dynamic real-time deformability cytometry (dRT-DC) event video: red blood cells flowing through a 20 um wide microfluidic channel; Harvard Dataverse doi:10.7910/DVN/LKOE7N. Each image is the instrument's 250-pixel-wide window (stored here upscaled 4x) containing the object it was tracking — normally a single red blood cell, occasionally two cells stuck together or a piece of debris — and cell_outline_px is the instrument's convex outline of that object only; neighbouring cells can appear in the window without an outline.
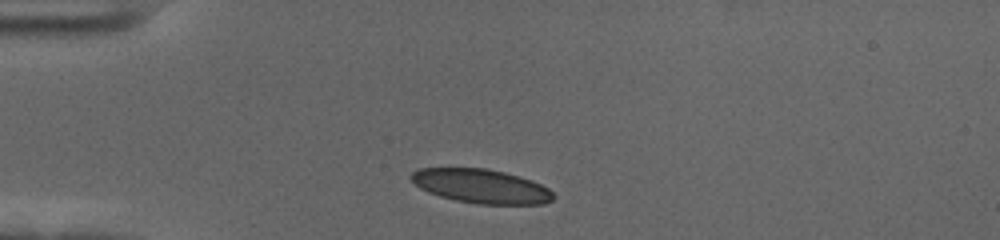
{"species": "human", "species_latin": "Homo sapiens", "temperature_condition": "cold", "stored_images_in_passage": 43, "camera_frame_rate_fps": 3000, "um_per_image_px": 0.085, "donor": {"sex": "female"}, "frame": {"image": 1, "passage_image": 1, "time_ms": 0.0, "image_size_px": [1000, 240], "cell_outline_px": [[556, 196], [552, 200], [544, 204], [476, 204], [456, 200], [440, 196], [428, 192], [420, 188], [408, 176], [412, 172], [420, 168], [484, 168], [504, 172], [532, 180], [548, 188]], "centroid_in_image_um": [40.9, 15.83], "position_along_channel_um": 44.1, "area_um2": 28.21}}
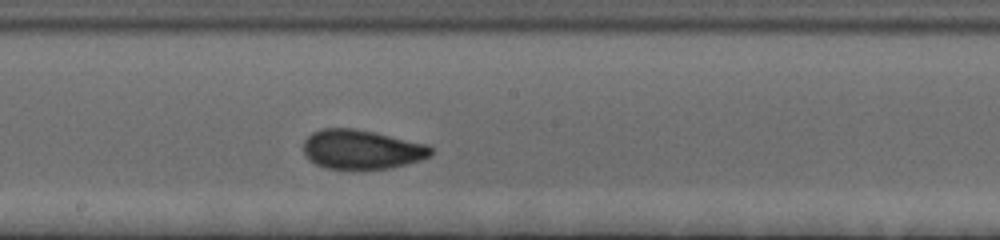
{"frame": {"image": 2, "passage_image": 18, "time_ms": 5.667, "image_size_px": [1000, 240], "cell_outline_px": [[432, 152], [428, 156], [420, 160], [388, 168], [324, 168], [308, 160], [304, 152], [304, 140], [312, 132], [320, 128], [352, 128], [372, 132], [428, 144], [432, 148]], "centroid_in_image_um": [30.7, 12.69], "position_along_channel_um": 217.5, "area_um2": 28.84}}
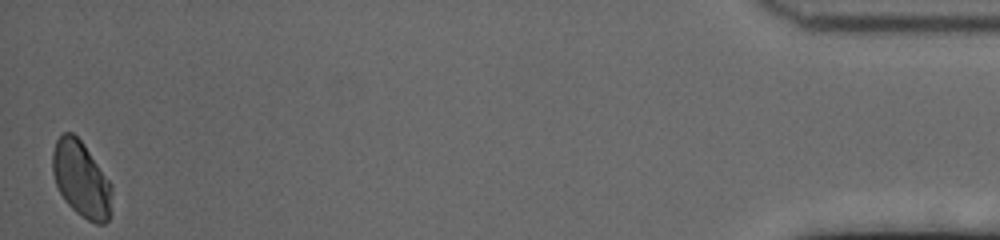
{"frame": {"image": 3, "passage_image": 43, "time_ms": 14.0, "image_size_px": [1000, 240], "cell_outline_px": [[112, 216], [104, 224], [96, 224], [88, 220], [76, 212], [64, 200], [56, 184], [52, 172], [52, 152], [56, 140], [64, 132], [72, 132], [84, 144], [112, 184]], "centroid_in_image_um": [6.93, 15.26], "position_along_channel_um": 428.3, "area_um2": 26.47}, "authors_computed_cell_mechanics": {"area_um2": 28.4376, "velocity_mm_per_s": 3.5347, "shape_relaxation_time_tau1_ms": 5.0284, "shape_relaxation_time_tau2_ms": 0.8534, "deformation_change_tau1": 0.136, "deformation_change_tau2": 0.0669}}